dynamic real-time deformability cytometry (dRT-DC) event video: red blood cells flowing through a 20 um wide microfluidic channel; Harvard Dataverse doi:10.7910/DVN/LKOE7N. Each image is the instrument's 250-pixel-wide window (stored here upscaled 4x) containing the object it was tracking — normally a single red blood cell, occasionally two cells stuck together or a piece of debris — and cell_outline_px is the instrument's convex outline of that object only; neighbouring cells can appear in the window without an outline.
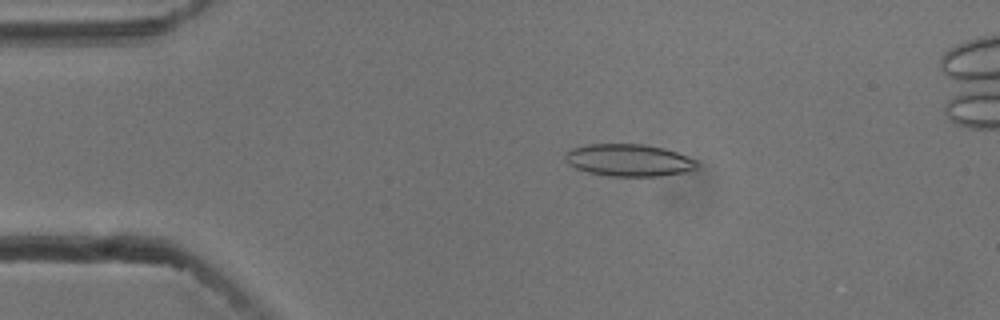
{"species": "common noctule bat (a hibernating species)", "species_latin": "Nyctalus noctula", "temperature_condition": "cold", "stored_images_in_passage": 53, "camera_frame_rate_fps": 3000, "um_per_image_px": 0.085, "animal": {"sex": "male", "body_mass_g": 13.3}, "frame": {"image": 1, "passage_image": 10, "time_ms": 3.0, "image_size_px": [1000, 320], "cell_outline_px": [[700, 164], [696, 168], [684, 172], [660, 176], [608, 176], [588, 172], [576, 168], [568, 164], [564, 156], [564, 152], [572, 148], [588, 144], [644, 144], [664, 148], [676, 152], [696, 160]], "centroid_in_image_um": [53.43, 13.61], "position_along_channel_um": 31.6, "area_um2": 24.8}}
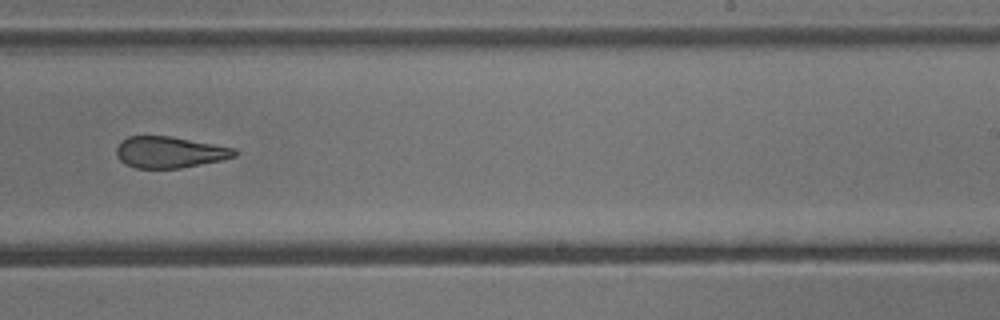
{"frame": {"image": 2, "passage_image": 33, "time_ms": 10.667, "image_size_px": [1000, 320], "cell_outline_px": [[236, 156], [224, 160], [180, 168], [136, 168], [124, 164], [116, 156], [116, 148], [120, 140], [128, 136], [172, 136], [236, 148]], "centroid_in_image_um": [14.41, 12.93], "position_along_channel_um": 274.6, "area_um2": 21.85}}
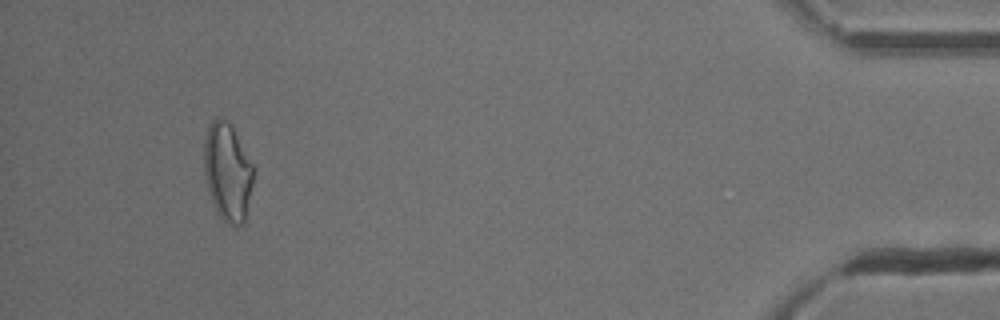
{"frame": {"image": 3, "passage_image": 50, "time_ms": 16.333, "image_size_px": [1000, 320], "cell_outline_px": [[252, 184], [244, 224], [228, 224], [216, 212], [208, 188], [204, 172], [204, 140], [208, 124], [216, 116], [232, 124], [252, 164]], "centroid_in_image_um": [19.32, 14.57], "position_along_channel_um": 415.9, "area_um2": 27.92}, "authors_computed_cell_mechanics": {"area_um2": 24.3338, "velocity_mm_per_s": 3.7778, "shape_relaxation_time_tau1_ms": null, "shape_relaxation_time_tau2_ms": 3.1667, "deformation_change_tau1": null, "deformation_change_tau2": 0.1283}}